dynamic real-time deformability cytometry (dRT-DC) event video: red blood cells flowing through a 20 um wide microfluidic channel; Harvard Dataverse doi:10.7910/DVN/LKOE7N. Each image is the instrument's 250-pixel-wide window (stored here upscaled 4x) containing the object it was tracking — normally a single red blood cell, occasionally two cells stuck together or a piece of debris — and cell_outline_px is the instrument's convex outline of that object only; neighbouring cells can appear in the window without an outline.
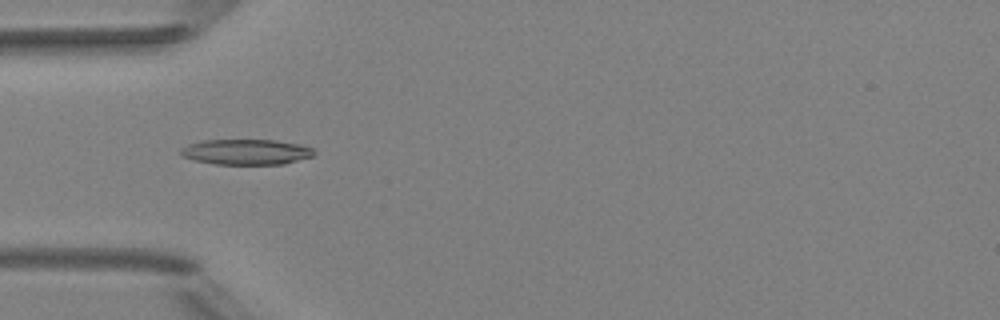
{"species": "Egyptian fruit bat (a non-hibernating species)", "species_latin": "Rousettus aegyptiacus", "temperature_condition": "room temperature", "stored_images_in_passage": 1, "camera_frame_rate_fps": 3000, "um_per_image_px": 0.085, "animal": {"sex": "female"}, "frame": {"image": 1, "passage_image": 1, "time_ms": 0.0, "image_size_px": [1000, 320], "cell_outline_px": [[316, 152], [312, 156], [284, 164], [216, 164], [196, 160], [184, 156], [180, 152], [180, 148], [188, 144], [204, 140], [276, 140], [300, 144], [312, 148]], "centroid_in_image_um": [20.95, 12.91], "position_along_channel_um": 64.1, "area_um2": 19.65}}